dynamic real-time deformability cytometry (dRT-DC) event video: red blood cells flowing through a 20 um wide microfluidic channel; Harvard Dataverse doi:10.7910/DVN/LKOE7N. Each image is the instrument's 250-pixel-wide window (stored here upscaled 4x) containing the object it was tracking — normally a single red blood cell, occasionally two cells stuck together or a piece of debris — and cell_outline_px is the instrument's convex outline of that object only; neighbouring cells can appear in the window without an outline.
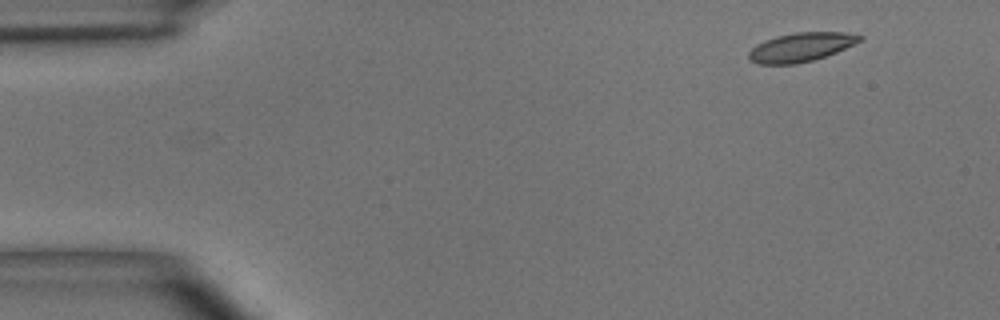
{"species": "common noctule bat (a hibernating species)", "species_latin": "Nyctalus noctula", "temperature_condition": "room temperature", "stored_images_in_passage": 3, "camera_frame_rate_fps": 3000, "um_per_image_px": 0.085, "animal": {"sex": "male", "body_mass_g": 15.6}, "frame": {"image": 1, "passage_image": 1, "time_ms": 0.0, "image_size_px": [1000, 320], "cell_outline_px": [[864, 40], [836, 52], [812, 60], [796, 64], [760, 64], [748, 60], [748, 52], [756, 44], [764, 40], [776, 36], [792, 32], [848, 32], [864, 36]], "centroid_in_image_um": [68.08, 3.99], "position_along_channel_um": 16.9, "area_um2": 18.9}}